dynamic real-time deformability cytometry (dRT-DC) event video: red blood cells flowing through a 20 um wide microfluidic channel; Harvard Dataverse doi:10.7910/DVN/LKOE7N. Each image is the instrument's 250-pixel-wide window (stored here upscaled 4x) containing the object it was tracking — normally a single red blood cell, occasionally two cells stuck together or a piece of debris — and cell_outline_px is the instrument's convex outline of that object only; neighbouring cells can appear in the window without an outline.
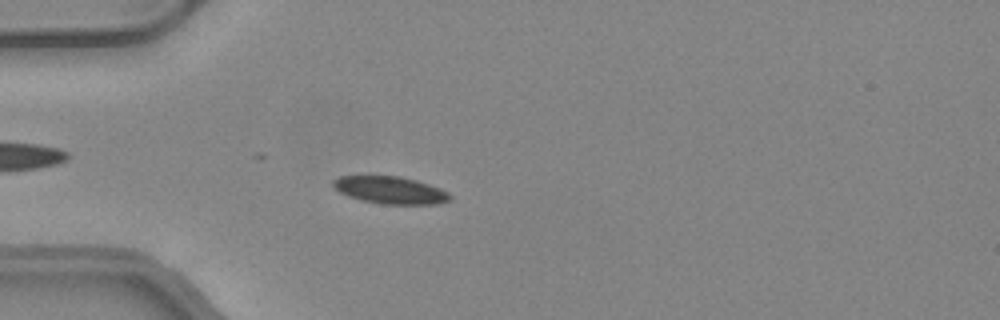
{"species": "common noctule bat (a hibernating species)", "species_latin": "Nyctalus noctula", "temperature_condition": "warm", "stored_images_in_passage": 24, "camera_frame_rate_fps": 3000, "um_per_image_px": 0.085, "animal": {"sex": "female", "body_mass_g": 24.6, "forearm_length_mm": 56.2}, "frame": {"image": 1, "passage_image": 7, "time_ms": 2.0, "image_size_px": [1000, 320], "cell_outline_px": [[452, 196], [448, 200], [436, 204], [380, 204], [360, 200], [348, 196], [340, 192], [332, 184], [332, 180], [340, 176], [400, 176], [416, 180], [440, 188], [448, 192]], "centroid_in_image_um": [33.16, 16.16], "position_along_channel_um": 51.8, "area_um2": 18.55}}
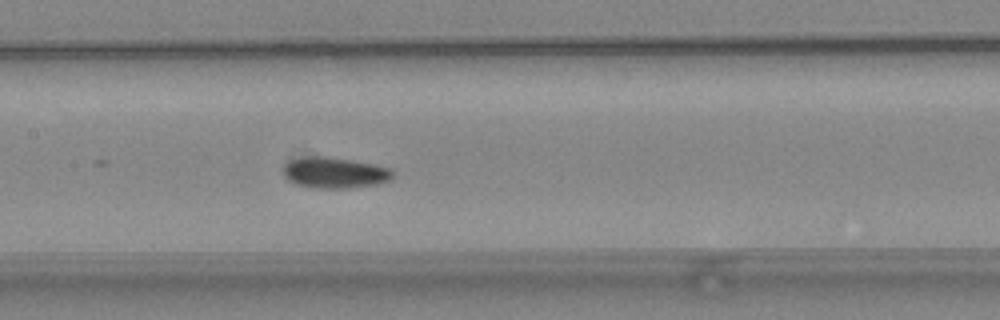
{"frame": {"image": 2, "passage_image": 17, "time_ms": 5.333, "image_size_px": [1000, 320], "cell_outline_px": [[392, 176], [388, 180], [376, 184], [348, 188], [312, 188], [296, 184], [288, 180], [284, 176], [284, 164], [288, 160], [300, 156], [328, 156], [372, 164], [392, 168]], "centroid_in_image_um": [28.38, 14.67], "position_along_channel_um": 179.0, "area_um2": 19.83}}
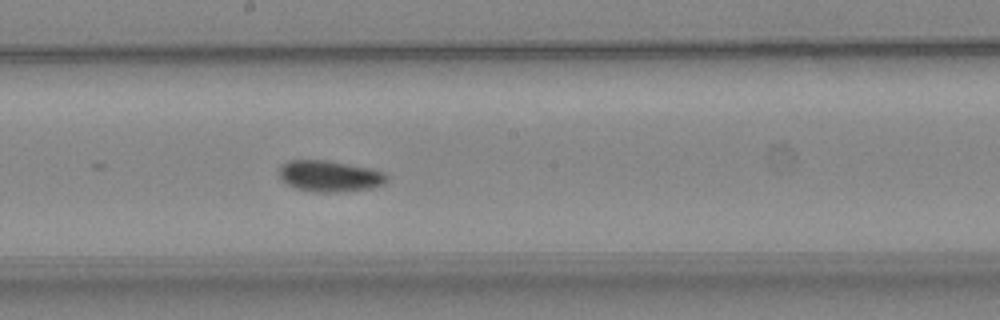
{"frame": {"image": 3, "passage_image": 20, "time_ms": 6.333, "image_size_px": [1000, 320], "cell_outline_px": [[388, 180], [384, 184], [372, 188], [340, 192], [316, 192], [296, 188], [280, 180], [276, 172], [280, 164], [288, 160], [328, 160], [372, 168], [384, 172], [388, 176]], "centroid_in_image_um": [27.99, 14.96], "position_along_channel_um": 220.2, "area_um2": 20.06}}